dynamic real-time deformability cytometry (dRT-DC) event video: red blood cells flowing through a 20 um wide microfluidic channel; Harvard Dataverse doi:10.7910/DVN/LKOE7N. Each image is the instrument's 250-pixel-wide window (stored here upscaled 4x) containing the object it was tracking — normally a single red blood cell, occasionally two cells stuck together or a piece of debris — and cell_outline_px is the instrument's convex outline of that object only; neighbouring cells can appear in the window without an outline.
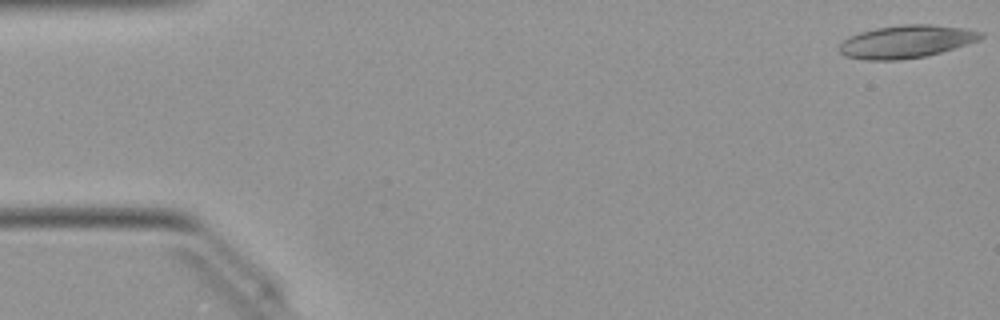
{"species": "Egyptian fruit bat (a non-hibernating species)", "species_latin": "Rousettus aegyptiacus", "temperature_condition": "warm", "stored_images_in_passage": 46, "camera_frame_rate_fps": 3000, "um_per_image_px": 0.085, "animal": {"sex": "female"}, "frame": {"image": 1, "passage_image": 1, "time_ms": 0.0, "image_size_px": [1000, 320], "cell_outline_px": [[984, 36], [976, 40], [940, 52], [924, 56], [900, 60], [864, 60], [844, 56], [840, 52], [840, 44], [848, 36], [860, 32], [876, 28], [904, 24], [928, 24], [964, 28], [984, 32]], "centroid_in_image_um": [76.98, 3.53], "position_along_channel_um": 8.0, "area_um2": 26.76}}
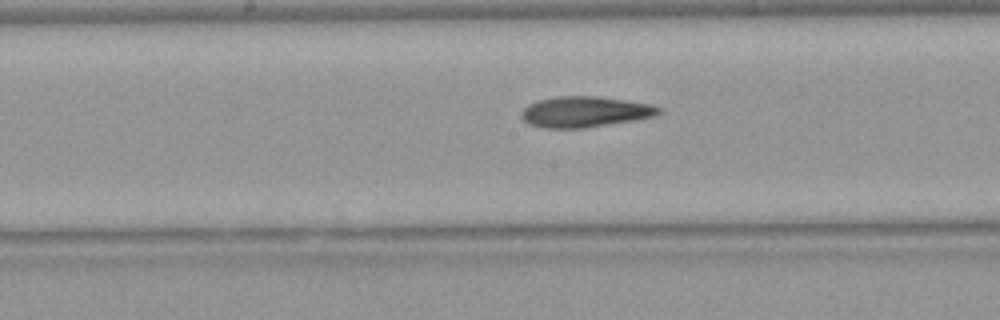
{"frame": {"image": 2, "passage_image": 25, "time_ms": 8.0, "image_size_px": [1000, 320], "cell_outline_px": [[660, 112], [656, 116], [636, 120], [584, 128], [548, 128], [528, 124], [520, 116], [520, 112], [528, 104], [540, 100], [556, 96], [596, 96], [652, 104], [660, 108]], "centroid_in_image_um": [49.71, 9.51], "position_along_channel_um": 198.5, "area_um2": 24.62}}
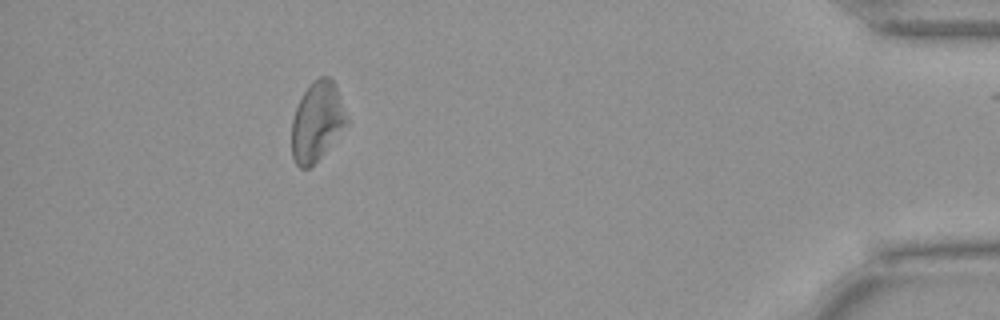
{"frame": {"image": 3, "passage_image": 45, "time_ms": 14.667, "image_size_px": [1000, 320], "cell_outline_px": [[348, 124], [324, 152], [308, 168], [300, 168], [296, 164], [292, 156], [292, 120], [296, 108], [308, 84], [312, 80], [320, 76], [328, 76], [336, 84], [348, 120]], "centroid_in_image_um": [26.94, 10.29], "position_along_channel_um": 408.3, "area_um2": 25.2}}